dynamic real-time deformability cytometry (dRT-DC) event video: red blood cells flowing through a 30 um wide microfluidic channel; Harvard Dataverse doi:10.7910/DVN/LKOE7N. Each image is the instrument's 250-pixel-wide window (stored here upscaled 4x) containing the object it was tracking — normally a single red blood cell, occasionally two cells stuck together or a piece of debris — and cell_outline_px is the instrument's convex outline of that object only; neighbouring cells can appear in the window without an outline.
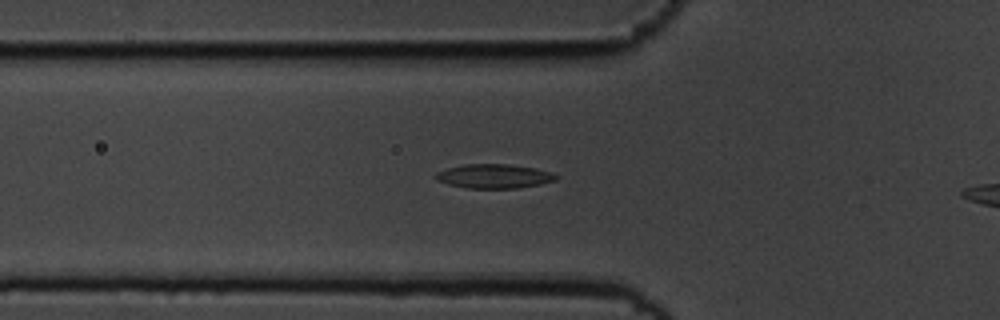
{"species": "common noctule bat (a hibernating species)", "species_latin": "Nyctalus noctula", "temperature_condition": "cold", "stored_images_in_passage": 41, "camera_frame_rate_fps": 3000, "um_per_image_px": 0.085, "animal": {"sex": "male", "body_mass_g": 19.5, "forearm_length_mm": 54.6}, "frame": {"image": 1, "passage_image": 11, "time_ms": 3.333, "image_size_px": [1000, 320], "cell_outline_px": [[560, 176], [556, 180], [540, 184], [516, 188], [468, 188], [448, 184], [436, 180], [436, 172], [448, 168], [464, 164], [508, 164], [536, 168], [552, 172]], "centroid_in_image_um": [42.03, 14.97], "position_along_channel_um": 83.8, "area_um2": 16.94}}
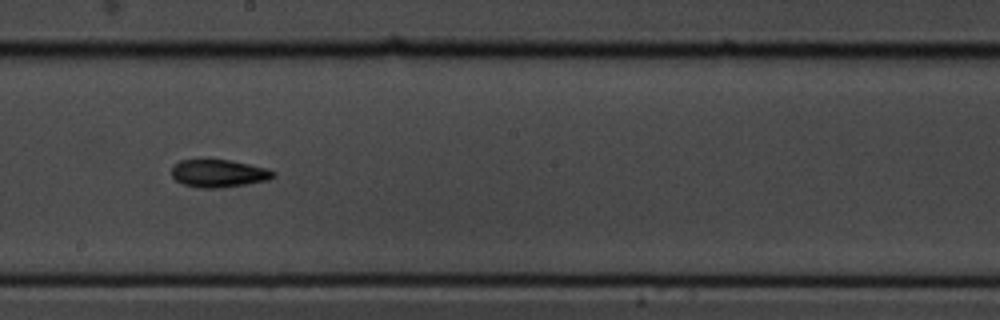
{"frame": {"image": 2, "passage_image": 23, "time_ms": 7.333, "image_size_px": [1000, 320], "cell_outline_px": [[276, 176], [268, 180], [220, 188], [200, 188], [184, 184], [176, 180], [172, 176], [172, 168], [180, 160], [228, 160], [268, 168], [276, 172]], "centroid_in_image_um": [18.62, 14.74], "position_along_channel_um": 229.6, "area_um2": 16.24}}
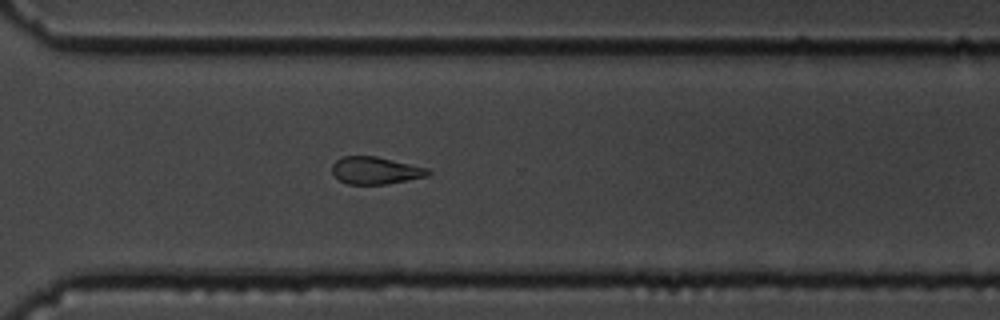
{"frame": {"image": 3, "passage_image": 32, "time_ms": 10.333, "image_size_px": [1000, 320], "cell_outline_px": [[432, 172], [428, 176], [384, 184], [348, 184], [340, 180], [332, 172], [332, 164], [336, 160], [344, 156], [376, 156], [428, 168]], "centroid_in_image_um": [31.92, 14.48], "position_along_channel_um": 338.7, "area_um2": 15.14}, "authors_computed_cell_mechanics": {"area_um2": 16.473, "velocity_mm_per_s": 3.6467, "shape_relaxation_time_tau1_ms": 4.0505, "shape_relaxation_time_tau2_ms": null, "deformation_change_tau1": 0.1138, "deformation_change_tau2": null}}